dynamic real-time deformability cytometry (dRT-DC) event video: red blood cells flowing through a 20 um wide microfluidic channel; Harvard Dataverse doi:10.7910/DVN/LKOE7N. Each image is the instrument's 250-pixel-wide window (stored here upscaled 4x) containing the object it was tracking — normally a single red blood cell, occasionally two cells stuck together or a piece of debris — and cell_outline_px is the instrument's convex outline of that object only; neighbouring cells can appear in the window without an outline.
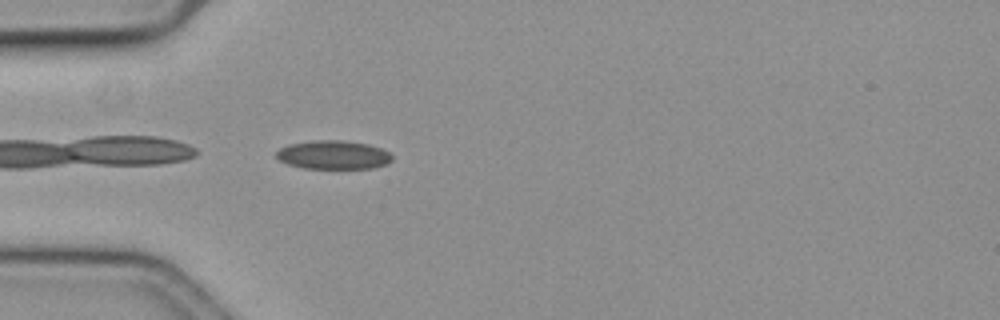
{"species": "common noctule bat (a hibernating species)", "species_latin": "Nyctalus noctula", "temperature_condition": "cold", "stored_images_in_passage": 41, "camera_frame_rate_fps": 3000, "um_per_image_px": 0.085, "animal": {"sex": "female", "body_mass_g": 19.3, "forearm_length_mm": 54.1}, "frame": {"image": 1, "passage_image": 1, "time_ms": 0.0, "image_size_px": [1000, 320], "cell_outline_px": [[392, 160], [388, 164], [372, 168], [304, 168], [288, 164], [280, 160], [276, 156], [276, 152], [280, 148], [288, 144], [312, 140], [344, 140], [368, 144], [380, 148], [388, 152], [392, 156]], "centroid_in_image_um": [28.33, 13.15], "position_along_channel_um": 56.7, "area_um2": 19.36}}
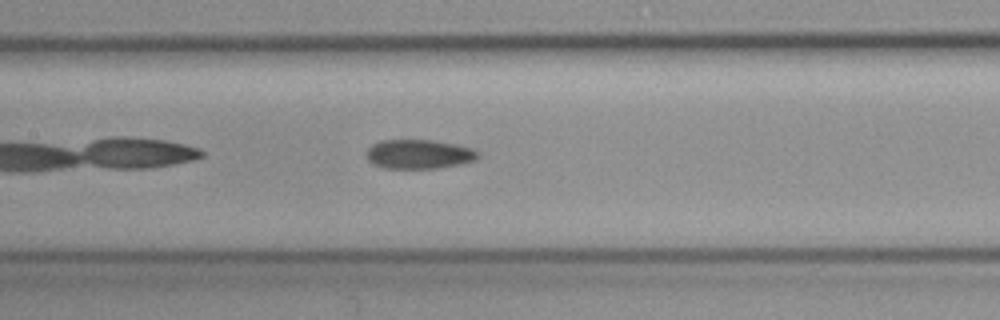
{"frame": {"image": 2, "passage_image": 11, "time_ms": 3.333, "image_size_px": [1000, 320], "cell_outline_px": [[480, 156], [476, 160], [460, 164], [436, 168], [384, 168], [372, 164], [368, 160], [368, 148], [372, 144], [380, 140], [432, 140], [456, 144], [472, 148], [480, 152]], "centroid_in_image_um": [35.64, 13.1], "position_along_channel_um": 171.8, "area_um2": 19.07}}
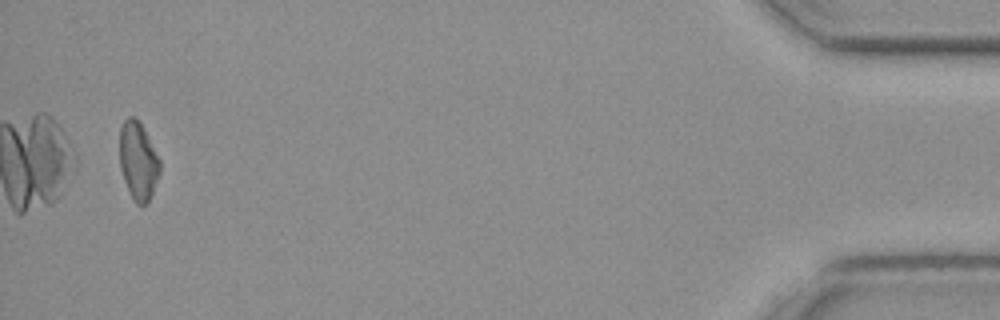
{"frame": {"image": 3, "passage_image": 39, "time_ms": 12.667, "image_size_px": [1000, 320], "cell_outline_px": [[160, 172], [148, 204], [136, 204], [132, 200], [124, 180], [120, 168], [120, 128], [124, 120], [128, 116], [136, 116], [140, 120], [160, 160]], "centroid_in_image_um": [11.74, 13.66], "position_along_channel_um": 423.5, "area_um2": 18.5}}